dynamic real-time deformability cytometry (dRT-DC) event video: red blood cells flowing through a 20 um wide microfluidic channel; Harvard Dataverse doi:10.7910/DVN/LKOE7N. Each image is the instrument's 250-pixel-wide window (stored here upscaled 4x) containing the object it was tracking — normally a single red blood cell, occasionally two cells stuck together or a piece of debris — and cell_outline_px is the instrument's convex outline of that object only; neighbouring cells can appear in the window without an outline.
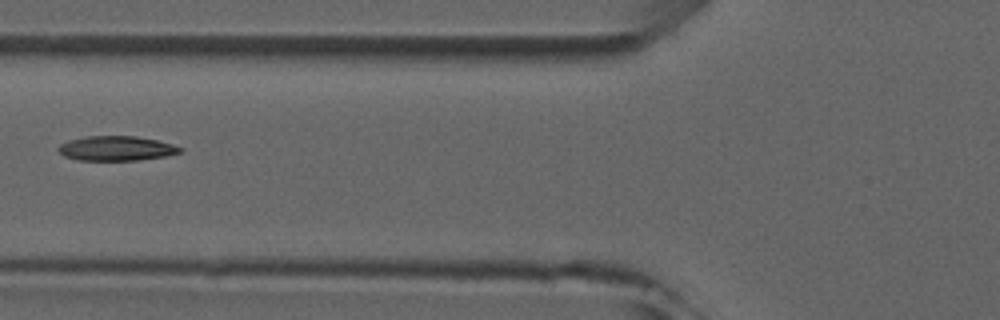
{"species": "common noctule bat (a hibernating species)", "species_latin": "Nyctalus noctula", "temperature_condition": "room temperature", "stored_images_in_passage": 2, "camera_frame_rate_fps": 3000, "um_per_image_px": 0.085, "animal": {"sex": "male", "forearm_length_mm": 52.5}, "frame": {"image": 1, "passage_image": 2, "time_ms": 1.0, "image_size_px": [1000, 320], "cell_outline_px": [[184, 152], [168, 156], [136, 160], [80, 160], [64, 156], [56, 148], [60, 144], [68, 140], [88, 136], [136, 136], [156, 140], [172, 144], [184, 148]], "centroid_in_image_um": [9.93, 12.61], "position_along_channel_um": 115.9, "area_um2": 17.57}}